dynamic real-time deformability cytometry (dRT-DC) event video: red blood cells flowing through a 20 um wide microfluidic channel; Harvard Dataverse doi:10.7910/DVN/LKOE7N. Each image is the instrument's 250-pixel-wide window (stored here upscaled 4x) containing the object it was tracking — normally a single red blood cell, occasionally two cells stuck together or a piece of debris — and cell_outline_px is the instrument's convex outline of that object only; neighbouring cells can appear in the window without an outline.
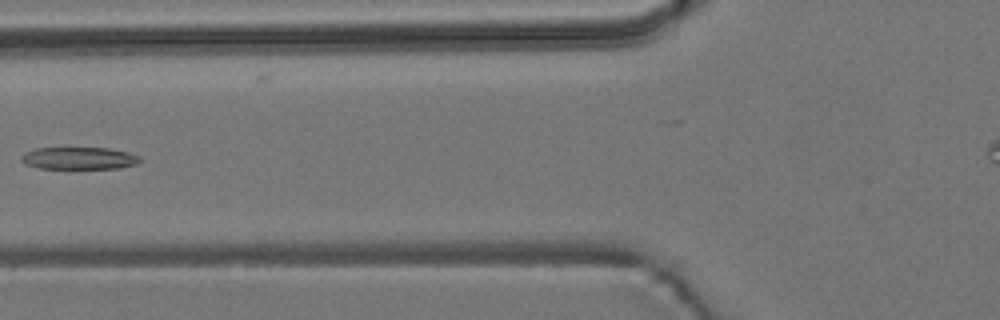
{"species": "common noctule bat (a hibernating species)", "species_latin": "Nyctalus noctula", "temperature_condition": "room temperature", "stored_images_in_passage": 8, "segment_of_instrument_passage": [1, 2], "camera_frame_rate_fps": 3000, "um_per_image_px": 0.085, "animal": {"sex": "male", "body_mass_g": 19.2, "forearm_length_mm": 51.8}, "frame": {"image": 1, "passage_image": 6, "time_ms": 1.667, "image_size_px": [1000, 320], "cell_outline_px": [[144, 160], [136, 164], [120, 168], [40, 168], [24, 164], [20, 160], [24, 152], [36, 148], [108, 148], [128, 152], [140, 156]], "centroid_in_image_um": [6.74, 13.45], "position_along_channel_um": 119.1, "area_um2": 15.43}}